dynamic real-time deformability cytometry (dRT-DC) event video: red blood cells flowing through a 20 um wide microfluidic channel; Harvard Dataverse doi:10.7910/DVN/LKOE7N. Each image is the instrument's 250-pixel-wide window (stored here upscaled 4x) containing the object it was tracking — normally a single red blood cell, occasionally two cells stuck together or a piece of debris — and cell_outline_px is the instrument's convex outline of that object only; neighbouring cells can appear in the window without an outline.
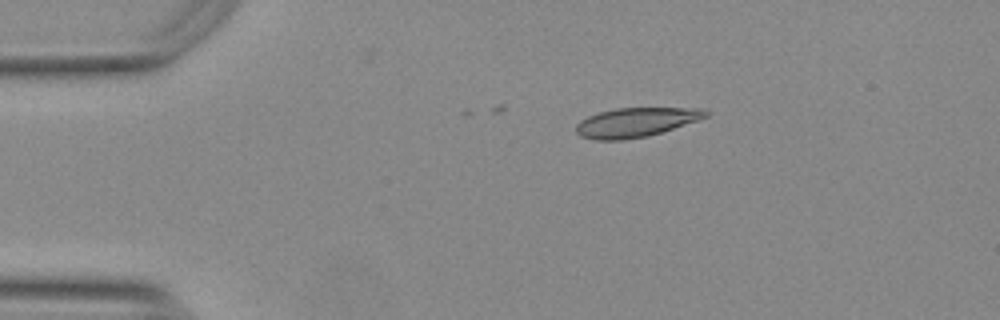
{"species": "Egyptian fruit bat (a non-hibernating species)", "species_latin": "Rousettus aegyptiacus", "temperature_condition": "warm", "stored_images_in_passage": 4, "camera_frame_rate_fps": 3000, "um_per_image_px": 0.085, "animal": {"sex": "female"}, "frame": {"image": 1, "passage_image": 1, "time_ms": 0.0, "image_size_px": [1000, 320], "cell_outline_px": [[708, 116], [648, 136], [624, 140], [596, 140], [580, 136], [576, 132], [576, 124], [580, 120], [588, 116], [600, 112], [616, 108], [700, 108], [708, 112]], "centroid_in_image_um": [53.98, 10.4], "position_along_channel_um": 31.0, "area_um2": 21.85}}